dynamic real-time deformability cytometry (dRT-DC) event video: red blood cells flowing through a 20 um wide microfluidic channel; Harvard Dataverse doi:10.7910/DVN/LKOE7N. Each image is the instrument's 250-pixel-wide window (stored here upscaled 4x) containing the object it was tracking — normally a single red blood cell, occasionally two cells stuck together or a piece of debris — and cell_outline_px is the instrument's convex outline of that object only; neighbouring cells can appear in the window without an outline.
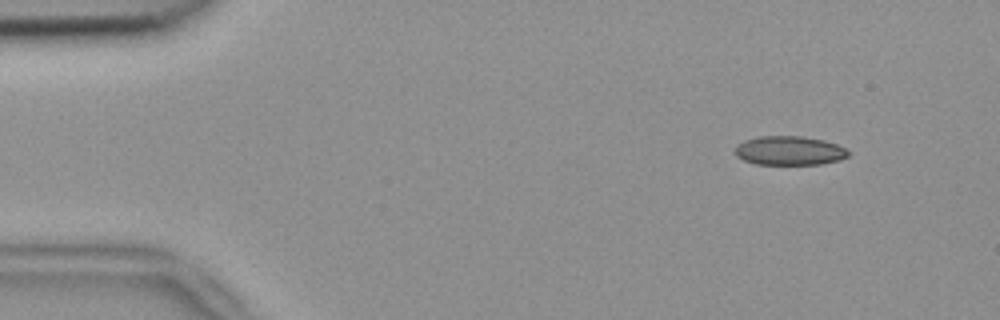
{"species": "common noctule bat (a hibernating species)", "species_latin": "Nyctalus noctula", "temperature_condition": "room temperature", "stored_images_in_passage": 53, "camera_frame_rate_fps": 3000, "um_per_image_px": 0.085, "animal": {"sex": "female", "body_mass_g": 18.4}, "frame": {"image": 1, "passage_image": 5, "time_ms": 1.333, "image_size_px": [1000, 320], "cell_outline_px": [[852, 152], [848, 156], [840, 160], [820, 164], [756, 164], [744, 160], [736, 156], [736, 144], [744, 140], [756, 136], [804, 136], [824, 140], [836, 144]], "centroid_in_image_um": [67.1, 12.79], "position_along_channel_um": 17.9, "area_um2": 19.31}}
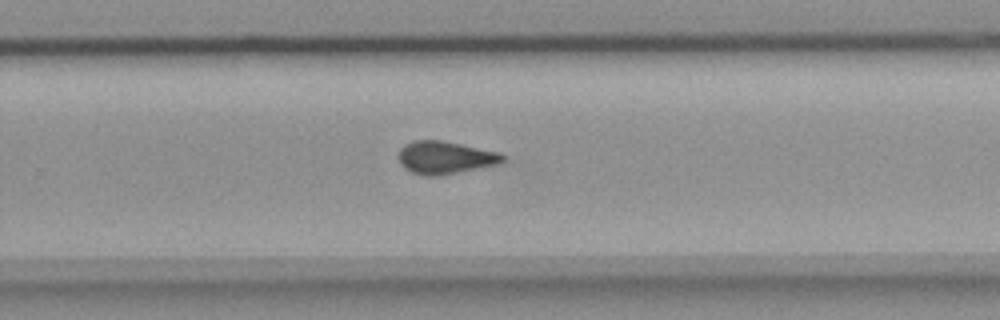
{"frame": {"image": 2, "passage_image": 34, "time_ms": 11.0, "image_size_px": [1000, 320], "cell_outline_px": [[504, 160], [496, 164], [436, 176], [424, 176], [412, 172], [404, 168], [400, 164], [400, 148], [404, 144], [412, 140], [440, 140], [500, 152], [504, 156]], "centroid_in_image_um": [37.79, 13.38], "position_along_channel_um": 292.0, "area_um2": 19.54}}
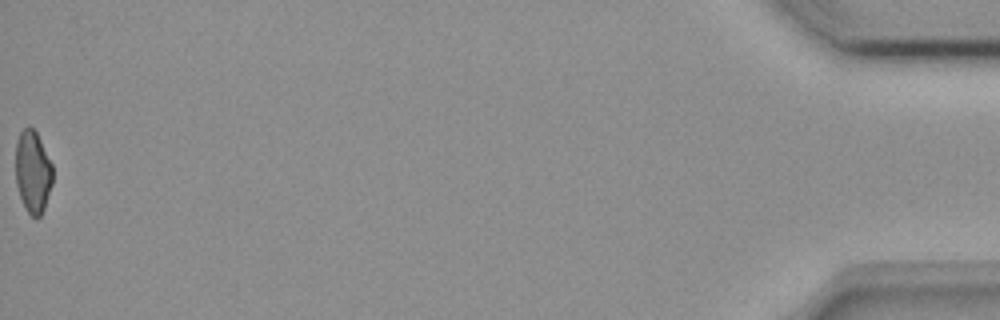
{"frame": {"image": 3, "passage_image": 53, "time_ms": 17.333, "image_size_px": [1000, 320], "cell_outline_px": [[52, 184], [44, 208], [40, 216], [36, 220], [28, 212], [20, 196], [16, 184], [16, 140], [20, 132], [28, 124], [36, 132], [52, 164]], "centroid_in_image_um": [2.78, 14.59], "position_along_channel_um": 432.4, "area_um2": 17.69}, "authors_computed_cell_mechanics": {"area_um2": 19.7676, "velocity_mm_per_s": 3.8107, "shape_relaxation_time_tau1_ms": null, "shape_relaxation_time_tau2_ms": 2.2798, "deformation_change_tau1": null, "deformation_change_tau2": 0.0861}}